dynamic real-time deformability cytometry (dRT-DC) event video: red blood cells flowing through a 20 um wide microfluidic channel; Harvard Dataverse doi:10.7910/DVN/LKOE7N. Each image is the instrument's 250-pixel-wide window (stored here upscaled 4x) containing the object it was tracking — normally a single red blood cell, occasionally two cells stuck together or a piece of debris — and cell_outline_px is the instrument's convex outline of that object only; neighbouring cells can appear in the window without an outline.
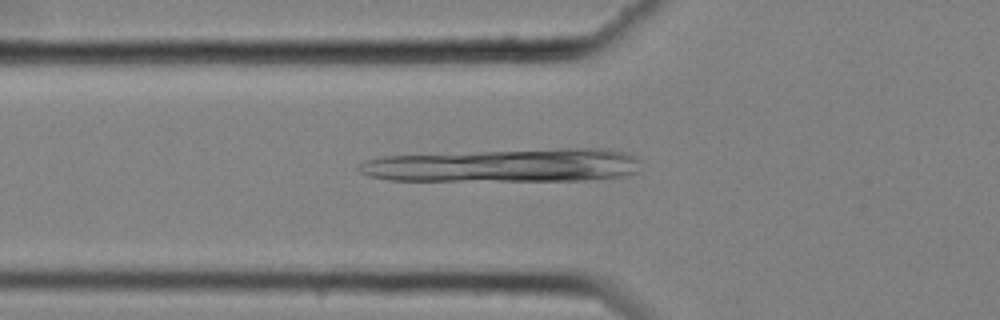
{"species": "common noctule bat (a hibernating species)", "species_latin": "Nyctalus noctula", "temperature_condition": "cold", "stored_images_in_passage": 48, "camera_frame_rate_fps": 3000, "um_per_image_px": 0.085, "animal": {"sex": "female", "body_mass_g": 25.1}, "frame": {"image": 1, "passage_image": 15, "time_ms": 4.667, "image_size_px": [1000, 320], "cell_outline_px": [[640, 172], [624, 176], [584, 180], [388, 180], [368, 176], [360, 172], [356, 168], [360, 164], [368, 160], [384, 156], [560, 148], [604, 148], [624, 152], [636, 156], [640, 160]], "centroid_in_image_um": [42.99, 14.06], "position_along_channel_um": 82.8, "area_um2": 54.79}}
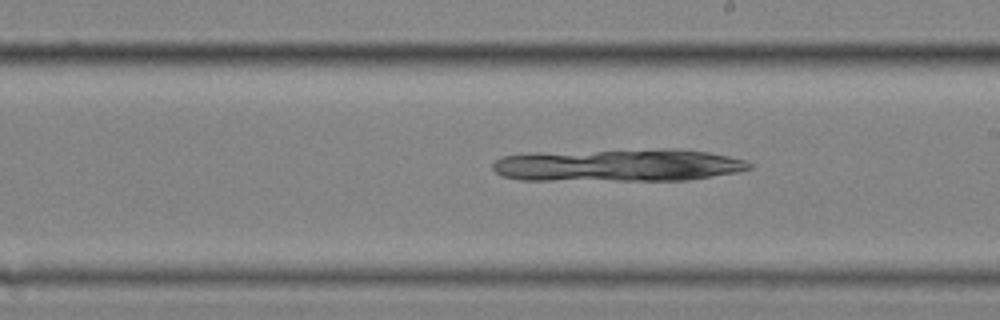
{"frame": {"image": 2, "passage_image": 28, "time_ms": 9.0, "image_size_px": [1000, 320], "cell_outline_px": [[752, 168], [736, 172], [688, 180], [520, 180], [500, 176], [492, 168], [492, 164], [500, 156], [536, 152], [672, 148], [676, 148], [708, 152], [728, 156], [744, 160], [752, 164]], "centroid_in_image_um": [52.51, 14.03], "position_along_channel_um": 236.5, "area_um2": 49.3}}
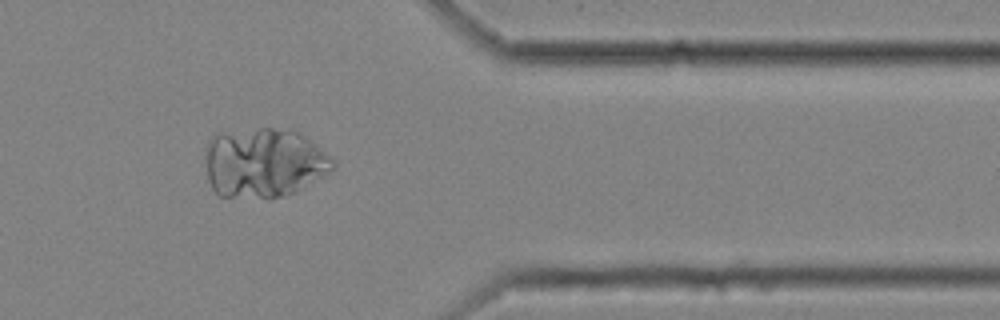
{"frame": {"image": 3, "passage_image": 42, "time_ms": 13.667, "image_size_px": [1000, 320], "cell_outline_px": [[336, 160], [332, 168], [324, 176], [292, 192], [268, 200], [220, 196], [212, 188], [208, 180], [204, 156], [204, 148], [212, 136], [216, 132], [260, 128], [292, 128], [300, 132], [332, 156]], "centroid_in_image_um": [22.4, 13.82], "position_along_channel_um": 389.0, "area_um2": 52.77}}